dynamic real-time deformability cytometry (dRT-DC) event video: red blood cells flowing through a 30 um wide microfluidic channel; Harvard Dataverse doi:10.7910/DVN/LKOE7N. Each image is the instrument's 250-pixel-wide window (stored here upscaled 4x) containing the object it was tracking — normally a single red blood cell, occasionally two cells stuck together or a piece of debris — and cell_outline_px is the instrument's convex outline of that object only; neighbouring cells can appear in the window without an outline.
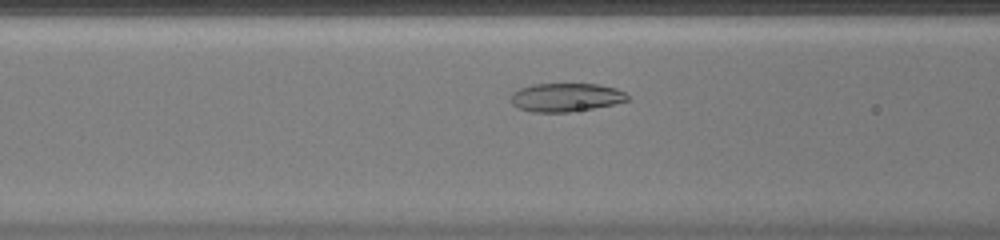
{"species": "common noctule bat (a hibernating species)", "species_latin": "Nyctalus noctula", "temperature_condition": "warm", "stored_images_in_passage": 38, "camera_frame_rate_fps": 3000, "um_per_image_px": 0.085, "animal": {"sex": "female", "body_mass_g": 20.0, "forearm_length_mm": 54.0}, "frame": {"image": 1, "passage_image": 10, "time_ms": 3.0, "image_size_px": [1000, 240], "cell_outline_px": [[628, 100], [612, 104], [592, 108], [568, 112], [532, 112], [520, 108], [512, 104], [512, 92], [520, 88], [532, 84], [596, 84], [616, 88], [624, 92], [628, 96]], "centroid_in_image_um": [48.08, 8.27], "position_along_channel_um": 118.5, "area_um2": 19.13}}
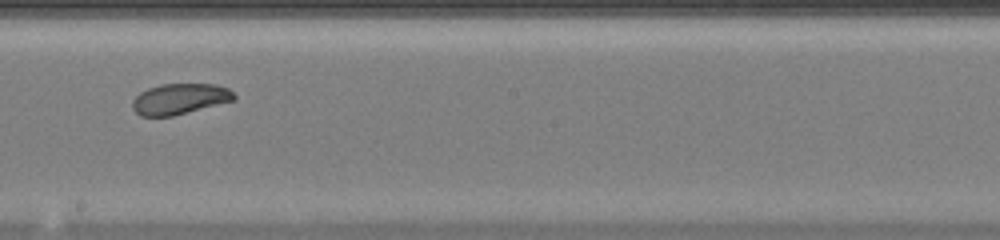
{"frame": {"image": 2, "passage_image": 18, "time_ms": 5.667, "image_size_px": [1000, 240], "cell_outline_px": [[236, 100], [172, 116], [140, 116], [132, 108], [132, 100], [140, 92], [148, 88], [160, 84], [216, 84], [228, 88], [236, 96]], "centroid_in_image_um": [15.28, 8.4], "position_along_channel_um": 232.9, "area_um2": 18.26}}
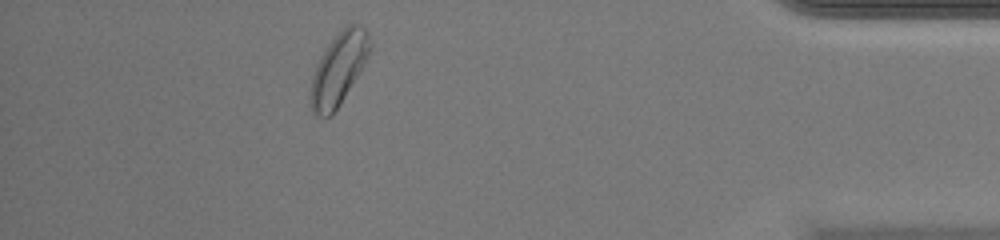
{"frame": {"image": 3, "passage_image": 33, "time_ms": 10.667, "image_size_px": [1000, 240], "cell_outline_px": [[372, 44], [368, 56], [360, 72], [332, 116], [316, 116], [312, 112], [308, 104], [312, 76], [316, 64], [332, 40], [344, 24], [360, 24], [368, 32]], "centroid_in_image_um": [28.78, 5.86], "position_along_channel_um": 406.4, "area_um2": 25.09}, "authors_computed_cell_mechanics": {"area_um2": 20.2589, "velocity_mm_per_s": 4.3059, "shape_relaxation_time_tau1_ms": 5.1861, "shape_relaxation_time_tau2_ms": 2.8525, "deformation_change_tau1": 0.1342, "deformation_change_tau2": 0.0581}}